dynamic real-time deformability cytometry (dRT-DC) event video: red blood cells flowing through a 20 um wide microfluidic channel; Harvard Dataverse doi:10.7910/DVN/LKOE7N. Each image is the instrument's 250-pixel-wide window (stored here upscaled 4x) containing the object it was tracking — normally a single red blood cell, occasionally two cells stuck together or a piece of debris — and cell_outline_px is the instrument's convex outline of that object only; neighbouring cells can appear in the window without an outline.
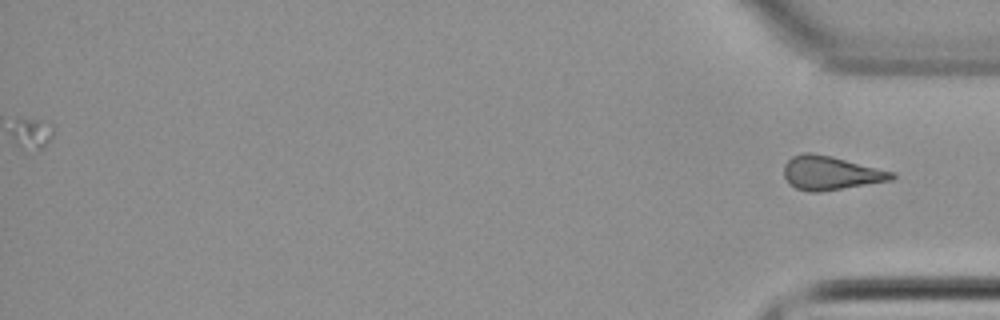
{"species": "common noctule bat (a hibernating species)", "species_latin": "Nyctalus noctula", "temperature_condition": "cold", "stored_images_in_passage": 41, "camera_frame_rate_fps": 3000, "um_per_image_px": 0.085, "animal": {"sex": "female", "body_mass_g": 22.7, "forearm_length_mm": 54.2}, "frame": {"image": 1, "passage_image": 41, "time_ms": 13.333, "image_size_px": [1000, 320], "cell_outline_px": [[896, 176], [892, 180], [816, 192], [812, 192], [796, 188], [788, 184], [784, 176], [784, 164], [792, 156], [804, 152], [812, 152], [832, 156], [896, 172]], "centroid_in_image_um": [70.59, 14.68], "position_along_channel_um": 364.6, "area_um2": 21.27}}